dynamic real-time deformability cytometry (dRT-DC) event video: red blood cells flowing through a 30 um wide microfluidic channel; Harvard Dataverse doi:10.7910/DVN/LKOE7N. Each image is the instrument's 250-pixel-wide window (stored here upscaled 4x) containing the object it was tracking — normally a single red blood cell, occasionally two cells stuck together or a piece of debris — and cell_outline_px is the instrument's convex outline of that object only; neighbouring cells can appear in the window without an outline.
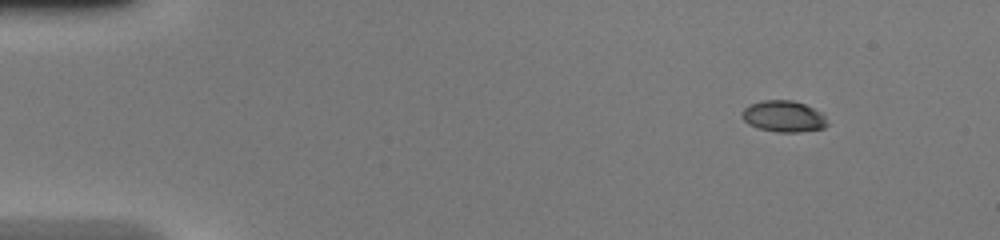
{"species": "common noctule bat (a hibernating species)", "species_latin": "Nyctalus noctula", "temperature_condition": "warm", "stored_images_in_passage": 44, "camera_frame_rate_fps": 3000, "um_per_image_px": 0.085, "animal": {"sex": "female", "body_mass_g": 20.0, "forearm_length_mm": 54.0}, "frame": {"image": 1, "passage_image": 1, "time_ms": 0.0, "image_size_px": [1000, 240], "cell_outline_px": [[828, 124], [824, 128], [800, 132], [776, 132], [760, 128], [748, 124], [740, 116], [740, 112], [744, 108], [752, 104], [764, 100], [792, 100], [804, 104], [820, 112], [824, 116]], "centroid_in_image_um": [66.58, 9.89], "position_along_channel_um": 18.4, "area_um2": 15.49}}
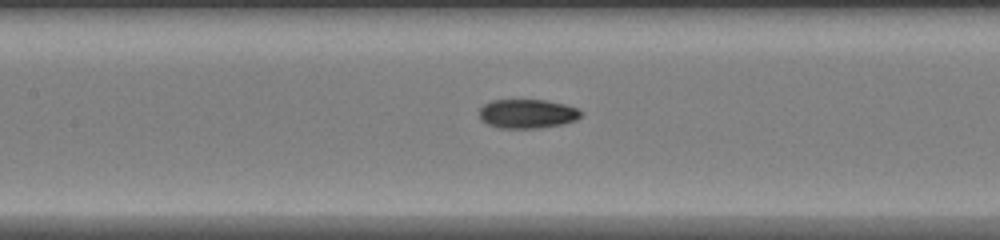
{"frame": {"image": 2, "passage_image": 19, "time_ms": 6.0, "image_size_px": [1000, 240], "cell_outline_px": [[580, 116], [576, 120], [564, 124], [540, 128], [500, 128], [488, 124], [480, 120], [480, 108], [484, 104], [492, 100], [544, 100], [564, 104], [576, 108], [580, 112]], "centroid_in_image_um": [44.8, 9.67], "position_along_channel_um": 162.6, "area_um2": 17.17}}
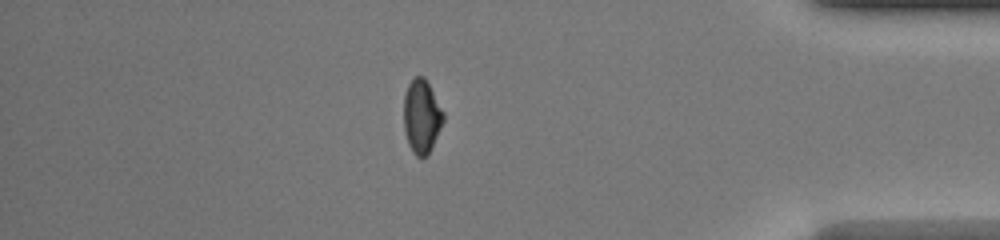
{"frame": {"image": 3, "passage_image": 38, "time_ms": 12.333, "image_size_px": [1000, 240], "cell_outline_px": [[444, 120], [432, 148], [424, 156], [416, 156], [412, 152], [408, 144], [404, 132], [404, 96], [408, 84], [416, 76], [424, 76], [444, 112]], "centroid_in_image_um": [35.83, 9.9], "position_along_channel_um": 399.4, "area_um2": 16.94}, "authors_computed_cell_mechanics": {"area_um2": 16.9354, "velocity_mm_per_s": 4.2709, "shape_relaxation_time_tau1_ms": null, "shape_relaxation_time_tau2_ms": 2.0534, "deformation_change_tau1": null, "deformation_change_tau2": 0.06}}